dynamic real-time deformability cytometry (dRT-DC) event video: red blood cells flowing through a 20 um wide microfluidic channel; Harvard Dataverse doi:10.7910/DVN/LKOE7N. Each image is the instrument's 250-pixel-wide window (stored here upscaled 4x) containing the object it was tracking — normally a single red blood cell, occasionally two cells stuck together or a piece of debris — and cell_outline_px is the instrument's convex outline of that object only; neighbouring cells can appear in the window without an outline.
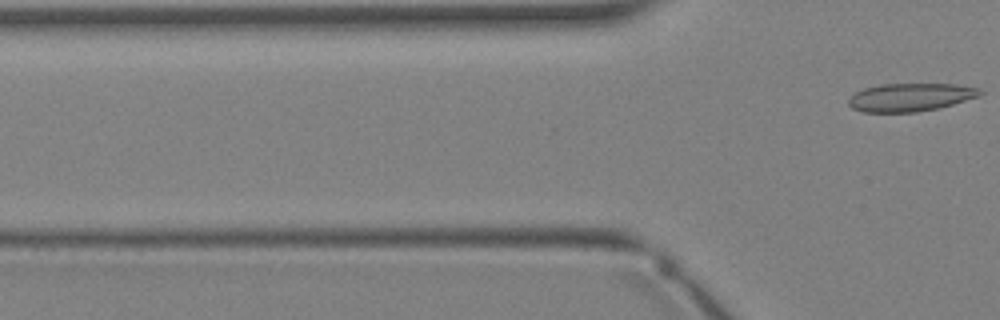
{"species": "Egyptian fruit bat (a non-hibernating species)", "species_latin": "Rousettus aegyptiacus", "temperature_condition": "warm", "stored_images_in_passage": 4, "camera_frame_rate_fps": 3000, "um_per_image_px": 0.085, "animal": {"sex": "female"}, "frame": {"image": 1, "passage_image": 4, "time_ms": 3.667, "image_size_px": [1000, 320], "cell_outline_px": [[984, 92], [980, 96], [940, 108], [916, 112], [864, 112], [852, 108], [848, 104], [848, 100], [856, 92], [864, 88], [880, 84], [956, 84], [980, 88]], "centroid_in_image_um": [77.42, 8.26], "position_along_channel_um": 48.4, "area_um2": 21.62}}